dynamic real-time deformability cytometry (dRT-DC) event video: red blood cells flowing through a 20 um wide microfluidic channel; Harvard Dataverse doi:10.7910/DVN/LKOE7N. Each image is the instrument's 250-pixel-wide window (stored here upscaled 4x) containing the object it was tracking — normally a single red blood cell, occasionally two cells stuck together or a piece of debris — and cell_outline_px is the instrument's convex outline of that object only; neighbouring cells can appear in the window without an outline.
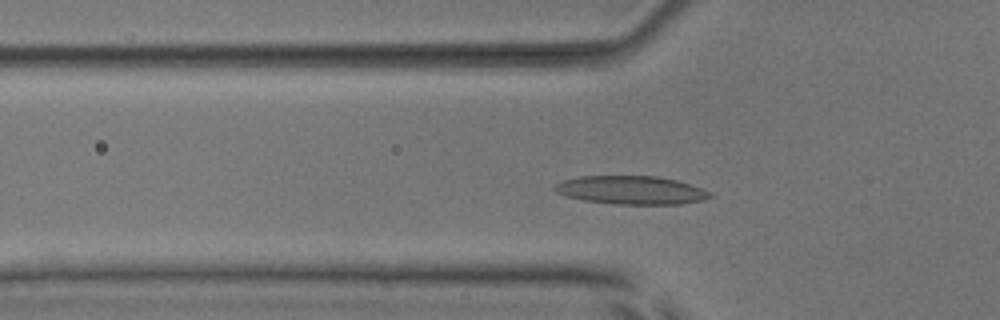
{"species": "common noctule bat (a hibernating species)", "species_latin": "Nyctalus noctula", "temperature_condition": "room temperature", "stored_images_in_passage": 48, "camera_frame_rate_fps": 3000, "um_per_image_px": 0.085, "animal": {"sex": "male", "body_mass_g": 17.9, "forearm_length_mm": 54.2}, "frame": {"image": 1, "passage_image": 13, "time_ms": 4.0, "image_size_px": [1000, 320], "cell_outline_px": [[712, 196], [704, 200], [680, 204], [616, 204], [584, 200], [568, 196], [556, 192], [552, 188], [552, 184], [560, 180], [580, 176], [656, 176], [676, 180], [712, 192]], "centroid_in_image_um": [53.6, 16.15], "position_along_channel_um": 72.2, "area_um2": 25.72}}
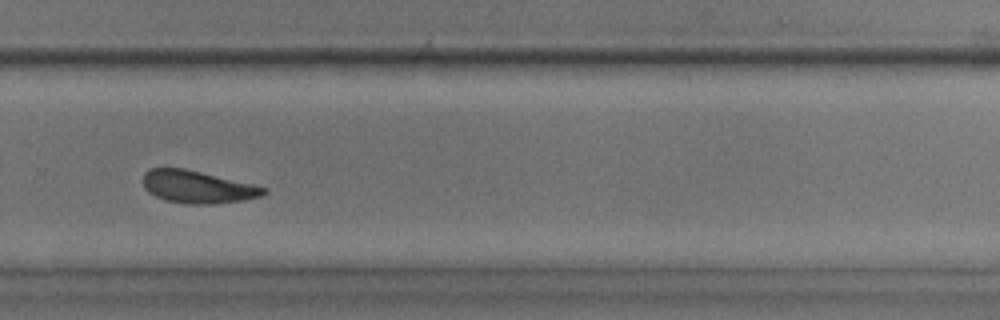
{"frame": {"image": 2, "passage_image": 32, "time_ms": 10.333, "image_size_px": [1000, 320], "cell_outline_px": [[268, 192], [260, 196], [240, 200], [208, 204], [184, 204], [164, 200], [148, 192], [144, 188], [144, 172], [148, 168], [184, 168], [256, 184], [268, 188]], "centroid_in_image_um": [16.79, 15.88], "position_along_channel_um": 313.0, "area_um2": 22.95}}
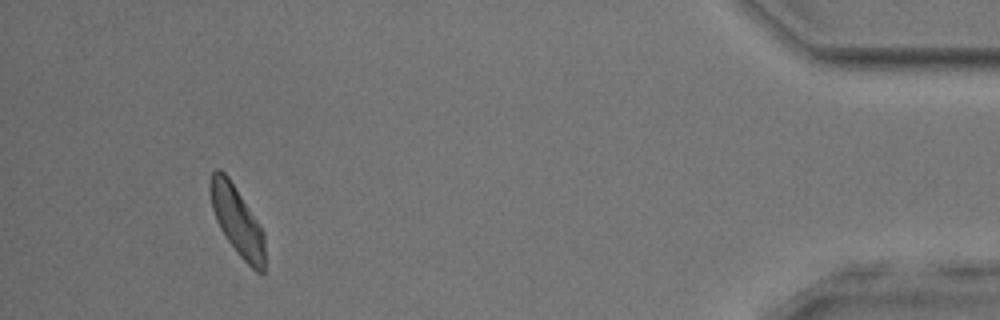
{"frame": {"image": 3, "passage_image": 45, "time_ms": 14.667, "image_size_px": [1000, 320], "cell_outline_px": [[264, 272], [256, 272], [236, 252], [220, 228], [216, 220], [212, 208], [208, 188], [208, 180], [212, 172], [216, 168], [220, 168], [228, 176], [260, 224], [264, 232]], "centroid_in_image_um": [20.13, 18.71], "position_along_channel_um": 415.1, "area_um2": 22.08}, "authors_computed_cell_mechanics": {"area_um2": 23.3801, "velocity_mm_per_s": 3.8135, "shape_relaxation_time_tau1_ms": 4.6743, "shape_relaxation_time_tau2_ms": 3.5732, "deformation_change_tau1": 0.1341, "deformation_change_tau2": 0.0966}}